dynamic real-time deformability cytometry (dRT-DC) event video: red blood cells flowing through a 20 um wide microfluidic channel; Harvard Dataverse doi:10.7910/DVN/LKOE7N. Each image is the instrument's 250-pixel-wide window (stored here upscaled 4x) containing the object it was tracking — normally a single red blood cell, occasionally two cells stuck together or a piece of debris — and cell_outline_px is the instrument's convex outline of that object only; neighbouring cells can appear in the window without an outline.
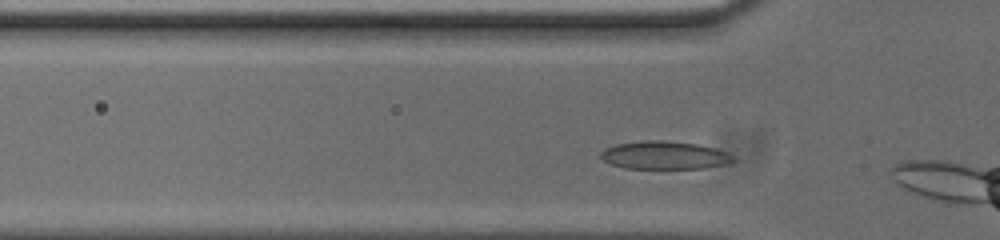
{"species": "common noctule bat (a hibernating species)", "species_latin": "Nyctalus noctula", "temperature_condition": "cold", "stored_images_in_passage": 6, "camera_frame_rate_fps": 3000, "um_per_image_px": 0.085, "animal": {"sex": "male", "body_mass_g": 20.0, "forearm_length_mm": 53.3}, "frame": {"image": 1, "passage_image": 3, "time_ms": 0.667, "image_size_px": [1000, 240], "cell_outline_px": [[736, 160], [724, 164], [704, 168], [624, 168], [612, 164], [604, 160], [600, 156], [600, 152], [604, 148], [616, 144], [644, 140], [664, 140], [696, 144], [716, 148], [732, 156]], "centroid_in_image_um": [56.44, 13.19], "position_along_channel_um": 69.4, "area_um2": 21.44}}